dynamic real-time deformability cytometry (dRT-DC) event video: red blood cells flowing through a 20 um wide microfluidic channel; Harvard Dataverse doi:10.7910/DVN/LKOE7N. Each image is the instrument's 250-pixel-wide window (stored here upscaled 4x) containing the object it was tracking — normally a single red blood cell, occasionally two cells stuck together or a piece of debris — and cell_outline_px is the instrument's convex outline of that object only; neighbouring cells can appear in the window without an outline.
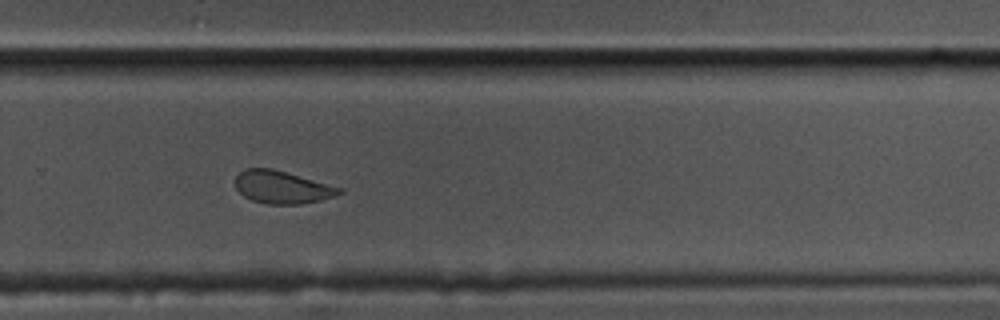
{"species": "common noctule bat (a hibernating species)", "species_latin": "Nyctalus noctula", "temperature_condition": "cold", "stored_images_in_passage": 35, "camera_frame_rate_fps": 3000, "um_per_image_px": 0.085, "animal": {"sex": "male", "body_mass_g": 17.5, "forearm_length_mm": 52.3}, "frame": {"image": 1, "passage_image": 25, "time_ms": 8.0, "image_size_px": [1000, 320], "cell_outline_px": [[344, 192], [320, 200], [300, 204], [268, 204], [252, 200], [244, 196], [236, 188], [236, 176], [244, 168], [272, 168], [344, 188]], "centroid_in_image_um": [23.98, 15.9], "position_along_channel_um": 305.8, "area_um2": 19.71}, "authors_computed_cell_mechanics": {"area_um2": 20.4612, "velocity_mm_per_s": 3.5086, "shape_relaxation_time_tau1_ms": 5.0993, "shape_relaxation_time_tau2_ms": 1.7709, "deformation_change_tau1": 0.1058, "deformation_change_tau2": 0.0614}}